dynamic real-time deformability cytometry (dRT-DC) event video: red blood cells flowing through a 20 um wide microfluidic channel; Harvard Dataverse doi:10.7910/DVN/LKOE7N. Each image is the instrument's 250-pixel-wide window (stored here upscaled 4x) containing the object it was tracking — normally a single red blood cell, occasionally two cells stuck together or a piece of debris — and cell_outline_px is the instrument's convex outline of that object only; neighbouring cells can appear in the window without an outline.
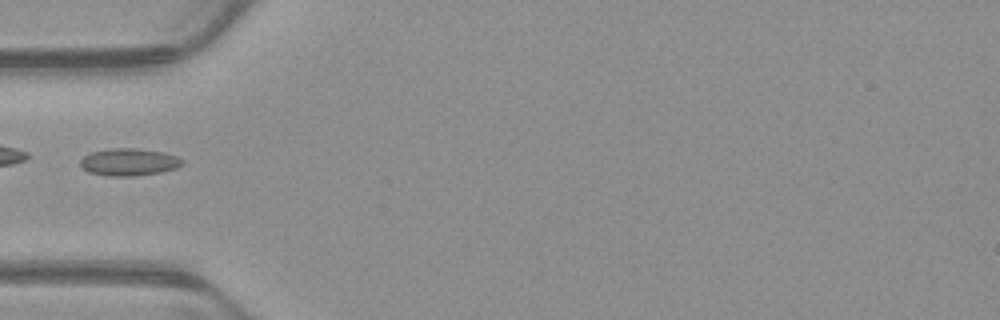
{"species": "common noctule bat (a hibernating species)", "species_latin": "Nyctalus noctula", "temperature_condition": "warm", "stored_images_in_passage": 36, "camera_frame_rate_fps": 3000, "um_per_image_px": 0.085, "animal": {"sex": "male", "body_mass_g": 23.1, "forearm_length_mm": 52.7}, "frame": {"image": 1, "passage_image": 1, "time_ms": 0.0, "image_size_px": [1000, 320], "cell_outline_px": [[184, 164], [176, 168], [160, 172], [132, 176], [108, 176], [88, 172], [80, 164], [80, 160], [84, 156], [92, 152], [108, 148], [132, 148], [164, 152], [176, 156], [184, 160]], "centroid_in_image_um": [10.97, 13.77], "position_along_channel_um": 74.0, "area_um2": 16.18}}